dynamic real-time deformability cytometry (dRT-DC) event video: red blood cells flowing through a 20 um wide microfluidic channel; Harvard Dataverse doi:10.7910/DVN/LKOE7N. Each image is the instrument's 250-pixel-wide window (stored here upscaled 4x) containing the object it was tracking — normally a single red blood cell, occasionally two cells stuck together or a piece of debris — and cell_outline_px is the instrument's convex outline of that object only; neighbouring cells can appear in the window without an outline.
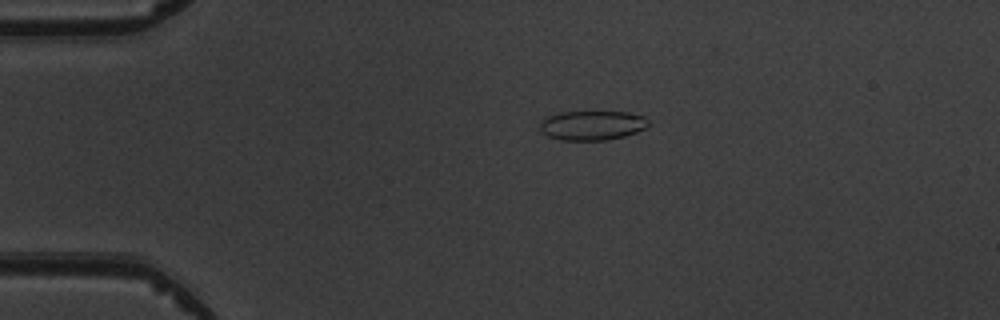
{"species": "common noctule bat (a hibernating species)", "species_latin": "Nyctalus noctula", "temperature_condition": "warm", "stored_images_in_passage": 5, "camera_frame_rate_fps": 3000, "um_per_image_px": 0.085, "animal": {"sex": "male", "body_mass_g": 19.5, "forearm_length_mm": 54.6}, "frame": {"image": 1, "passage_image": 4, "time_ms": 3.667, "image_size_px": [1000, 320], "cell_outline_px": [[648, 124], [644, 128], [636, 132], [624, 136], [604, 140], [560, 140], [548, 136], [540, 132], [540, 120], [544, 116], [560, 112], [628, 112], [644, 116], [648, 120]], "centroid_in_image_um": [50.27, 10.65], "position_along_channel_um": 34.7, "area_um2": 18.73}}